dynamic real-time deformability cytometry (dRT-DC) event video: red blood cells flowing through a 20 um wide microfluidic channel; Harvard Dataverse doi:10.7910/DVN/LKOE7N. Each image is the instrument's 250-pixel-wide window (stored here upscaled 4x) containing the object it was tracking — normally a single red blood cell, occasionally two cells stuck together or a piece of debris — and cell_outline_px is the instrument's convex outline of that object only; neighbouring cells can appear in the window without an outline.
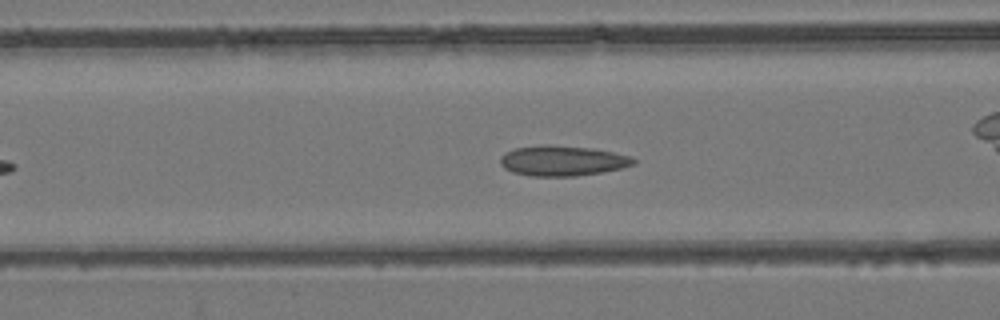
{"species": "common noctule bat (a hibernating species)", "species_latin": "Nyctalus noctula", "temperature_condition": "room temperature", "stored_images_in_passage": 40, "camera_frame_rate_fps": 3000, "um_per_image_px": 0.085, "animal": {"sex": "female", "body_mass_g": 24.6, "forearm_length_mm": 56.2}, "frame": {"image": 1, "passage_image": 12, "time_ms": 3.667, "image_size_px": [1000, 320], "cell_outline_px": [[636, 164], [620, 168], [600, 172], [576, 176], [532, 176], [512, 172], [504, 168], [500, 164], [500, 156], [504, 152], [516, 148], [544, 144], [548, 144], [592, 148], [632, 156], [636, 160]], "centroid_in_image_um": [47.79, 13.65], "position_along_channel_um": 118.8, "area_um2": 23.58}}
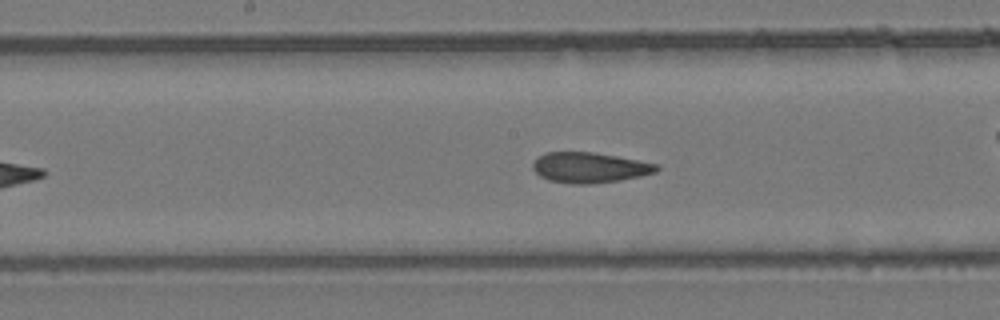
{"frame": {"image": 2, "passage_image": 18, "time_ms": 5.667, "image_size_px": [1000, 320], "cell_outline_px": [[660, 168], [656, 172], [640, 176], [620, 180], [588, 184], [572, 184], [548, 180], [540, 176], [532, 168], [532, 164], [544, 152], [592, 152], [616, 156], [656, 164]], "centroid_in_image_um": [50.09, 14.25], "position_along_channel_um": 198.1, "area_um2": 21.73}, "authors_computed_cell_mechanics": {"area_um2": 22.2241, "velocity_mm_per_s": 3.9604, "shape_relaxation_time_tau1_ms": null, "shape_relaxation_time_tau2_ms": 2.0863, "deformation_change_tau1": null, "deformation_change_tau2": 0.0937}}